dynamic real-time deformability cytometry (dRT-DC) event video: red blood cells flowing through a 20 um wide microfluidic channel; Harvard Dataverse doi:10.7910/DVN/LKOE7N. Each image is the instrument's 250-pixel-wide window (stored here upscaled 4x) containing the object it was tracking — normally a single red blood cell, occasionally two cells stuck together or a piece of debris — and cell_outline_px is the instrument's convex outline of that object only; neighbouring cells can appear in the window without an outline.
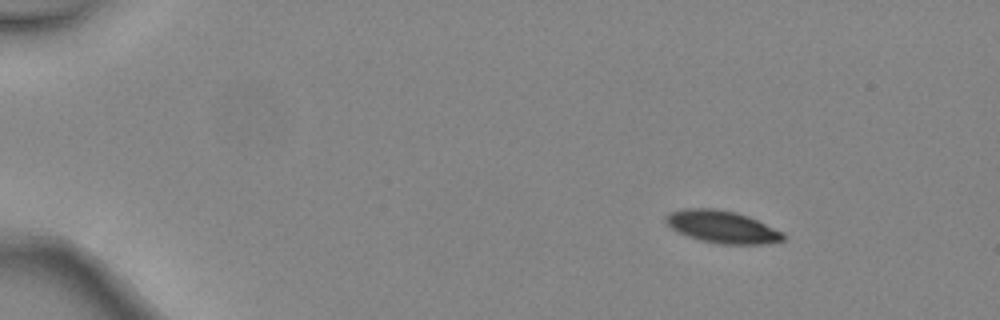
{"species": "common noctule bat (a hibernating species)", "species_latin": "Nyctalus noctula", "temperature_condition": "warm", "stored_images_in_passage": 4, "camera_frame_rate_fps": 3000, "um_per_image_px": 0.085, "animal": {"sex": "female", "body_mass_g": 24.6, "forearm_length_mm": 56.2}, "frame": {"image": 1, "passage_image": 1, "time_ms": 0.0, "image_size_px": [1000, 320], "cell_outline_px": [[784, 240], [764, 244], [720, 244], [700, 240], [688, 236], [672, 228], [664, 220], [664, 216], [672, 212], [684, 208], [716, 208], [736, 212], [748, 216], [784, 232]], "centroid_in_image_um": [61.39, 19.27], "position_along_channel_um": 23.6, "area_um2": 22.08}}